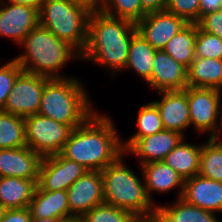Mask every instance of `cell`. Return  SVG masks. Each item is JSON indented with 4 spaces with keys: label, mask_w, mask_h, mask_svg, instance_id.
Wrapping results in <instances>:
<instances>
[{
    "label": "cell",
    "mask_w": 222,
    "mask_h": 222,
    "mask_svg": "<svg viewBox=\"0 0 222 222\" xmlns=\"http://www.w3.org/2000/svg\"><path fill=\"white\" fill-rule=\"evenodd\" d=\"M110 119L94 112L82 125L72 130L59 154L89 171H101L116 162L125 151L116 126Z\"/></svg>",
    "instance_id": "1"
},
{
    "label": "cell",
    "mask_w": 222,
    "mask_h": 222,
    "mask_svg": "<svg viewBox=\"0 0 222 222\" xmlns=\"http://www.w3.org/2000/svg\"><path fill=\"white\" fill-rule=\"evenodd\" d=\"M135 23L112 17L100 9L92 12L88 22V40L81 59L106 66L111 73L124 69ZM113 70V71H112Z\"/></svg>",
    "instance_id": "2"
},
{
    "label": "cell",
    "mask_w": 222,
    "mask_h": 222,
    "mask_svg": "<svg viewBox=\"0 0 222 222\" xmlns=\"http://www.w3.org/2000/svg\"><path fill=\"white\" fill-rule=\"evenodd\" d=\"M25 53L14 59L24 72L49 79H63L59 74L71 59H81V54L64 40L58 39L40 23L23 39ZM60 70V71H59Z\"/></svg>",
    "instance_id": "3"
},
{
    "label": "cell",
    "mask_w": 222,
    "mask_h": 222,
    "mask_svg": "<svg viewBox=\"0 0 222 222\" xmlns=\"http://www.w3.org/2000/svg\"><path fill=\"white\" fill-rule=\"evenodd\" d=\"M123 160L122 155L101 170L104 203L128 210L141 222H146L156 215L157 205L149 199L144 181L141 182Z\"/></svg>",
    "instance_id": "4"
},
{
    "label": "cell",
    "mask_w": 222,
    "mask_h": 222,
    "mask_svg": "<svg viewBox=\"0 0 222 222\" xmlns=\"http://www.w3.org/2000/svg\"><path fill=\"white\" fill-rule=\"evenodd\" d=\"M81 83L70 76L50 79L43 90L38 113L72 129L82 125L96 111L90 107L88 93Z\"/></svg>",
    "instance_id": "5"
},
{
    "label": "cell",
    "mask_w": 222,
    "mask_h": 222,
    "mask_svg": "<svg viewBox=\"0 0 222 222\" xmlns=\"http://www.w3.org/2000/svg\"><path fill=\"white\" fill-rule=\"evenodd\" d=\"M90 14L88 9L66 0H44L39 9V23L81 54L88 40Z\"/></svg>",
    "instance_id": "6"
},
{
    "label": "cell",
    "mask_w": 222,
    "mask_h": 222,
    "mask_svg": "<svg viewBox=\"0 0 222 222\" xmlns=\"http://www.w3.org/2000/svg\"><path fill=\"white\" fill-rule=\"evenodd\" d=\"M26 145L42 158L59 154L72 128L36 113L24 118Z\"/></svg>",
    "instance_id": "7"
},
{
    "label": "cell",
    "mask_w": 222,
    "mask_h": 222,
    "mask_svg": "<svg viewBox=\"0 0 222 222\" xmlns=\"http://www.w3.org/2000/svg\"><path fill=\"white\" fill-rule=\"evenodd\" d=\"M221 93L214 88L186 87L191 125L200 133H211L208 134L211 138L220 137L218 131L222 130L218 127V122L222 120Z\"/></svg>",
    "instance_id": "8"
},
{
    "label": "cell",
    "mask_w": 222,
    "mask_h": 222,
    "mask_svg": "<svg viewBox=\"0 0 222 222\" xmlns=\"http://www.w3.org/2000/svg\"><path fill=\"white\" fill-rule=\"evenodd\" d=\"M49 80L22 71L17 76L2 111L24 118L38 113L42 93Z\"/></svg>",
    "instance_id": "9"
},
{
    "label": "cell",
    "mask_w": 222,
    "mask_h": 222,
    "mask_svg": "<svg viewBox=\"0 0 222 222\" xmlns=\"http://www.w3.org/2000/svg\"><path fill=\"white\" fill-rule=\"evenodd\" d=\"M87 169L60 154L43 157L37 187L40 190H67Z\"/></svg>",
    "instance_id": "10"
},
{
    "label": "cell",
    "mask_w": 222,
    "mask_h": 222,
    "mask_svg": "<svg viewBox=\"0 0 222 222\" xmlns=\"http://www.w3.org/2000/svg\"><path fill=\"white\" fill-rule=\"evenodd\" d=\"M188 23L166 9L147 13L137 22V32L156 50H163L167 42Z\"/></svg>",
    "instance_id": "11"
},
{
    "label": "cell",
    "mask_w": 222,
    "mask_h": 222,
    "mask_svg": "<svg viewBox=\"0 0 222 222\" xmlns=\"http://www.w3.org/2000/svg\"><path fill=\"white\" fill-rule=\"evenodd\" d=\"M71 215H83L104 203L101 171L87 170L67 190Z\"/></svg>",
    "instance_id": "12"
},
{
    "label": "cell",
    "mask_w": 222,
    "mask_h": 222,
    "mask_svg": "<svg viewBox=\"0 0 222 222\" xmlns=\"http://www.w3.org/2000/svg\"><path fill=\"white\" fill-rule=\"evenodd\" d=\"M39 24V10L27 5L0 3V37L20 45Z\"/></svg>",
    "instance_id": "13"
},
{
    "label": "cell",
    "mask_w": 222,
    "mask_h": 222,
    "mask_svg": "<svg viewBox=\"0 0 222 222\" xmlns=\"http://www.w3.org/2000/svg\"><path fill=\"white\" fill-rule=\"evenodd\" d=\"M183 139L185 136L181 133L164 129L156 134L137 139L125 154L131 153L139 157L141 165L163 161Z\"/></svg>",
    "instance_id": "14"
},
{
    "label": "cell",
    "mask_w": 222,
    "mask_h": 222,
    "mask_svg": "<svg viewBox=\"0 0 222 222\" xmlns=\"http://www.w3.org/2000/svg\"><path fill=\"white\" fill-rule=\"evenodd\" d=\"M158 92L184 90L187 87V68L175 61L164 50H157L152 75L147 83Z\"/></svg>",
    "instance_id": "15"
},
{
    "label": "cell",
    "mask_w": 222,
    "mask_h": 222,
    "mask_svg": "<svg viewBox=\"0 0 222 222\" xmlns=\"http://www.w3.org/2000/svg\"><path fill=\"white\" fill-rule=\"evenodd\" d=\"M42 157L25 146L0 149V177L39 179Z\"/></svg>",
    "instance_id": "16"
},
{
    "label": "cell",
    "mask_w": 222,
    "mask_h": 222,
    "mask_svg": "<svg viewBox=\"0 0 222 222\" xmlns=\"http://www.w3.org/2000/svg\"><path fill=\"white\" fill-rule=\"evenodd\" d=\"M161 101H155L164 129L184 135V130L191 126L186 88L184 90L161 91Z\"/></svg>",
    "instance_id": "17"
},
{
    "label": "cell",
    "mask_w": 222,
    "mask_h": 222,
    "mask_svg": "<svg viewBox=\"0 0 222 222\" xmlns=\"http://www.w3.org/2000/svg\"><path fill=\"white\" fill-rule=\"evenodd\" d=\"M181 198L204 210L222 213V182L195 175L184 180Z\"/></svg>",
    "instance_id": "18"
},
{
    "label": "cell",
    "mask_w": 222,
    "mask_h": 222,
    "mask_svg": "<svg viewBox=\"0 0 222 222\" xmlns=\"http://www.w3.org/2000/svg\"><path fill=\"white\" fill-rule=\"evenodd\" d=\"M140 167L146 193L152 202L154 199L151 198V193H167L174 188L178 190L177 198L182 197L184 179L164 161L150 162L142 164Z\"/></svg>",
    "instance_id": "19"
},
{
    "label": "cell",
    "mask_w": 222,
    "mask_h": 222,
    "mask_svg": "<svg viewBox=\"0 0 222 222\" xmlns=\"http://www.w3.org/2000/svg\"><path fill=\"white\" fill-rule=\"evenodd\" d=\"M28 209L32 219L68 217L70 207L67 191H46L37 187Z\"/></svg>",
    "instance_id": "20"
},
{
    "label": "cell",
    "mask_w": 222,
    "mask_h": 222,
    "mask_svg": "<svg viewBox=\"0 0 222 222\" xmlns=\"http://www.w3.org/2000/svg\"><path fill=\"white\" fill-rule=\"evenodd\" d=\"M38 179L0 177V204L6 209L26 208L34 196Z\"/></svg>",
    "instance_id": "21"
},
{
    "label": "cell",
    "mask_w": 222,
    "mask_h": 222,
    "mask_svg": "<svg viewBox=\"0 0 222 222\" xmlns=\"http://www.w3.org/2000/svg\"><path fill=\"white\" fill-rule=\"evenodd\" d=\"M187 87L222 91V59L196 57L187 68Z\"/></svg>",
    "instance_id": "22"
},
{
    "label": "cell",
    "mask_w": 222,
    "mask_h": 222,
    "mask_svg": "<svg viewBox=\"0 0 222 222\" xmlns=\"http://www.w3.org/2000/svg\"><path fill=\"white\" fill-rule=\"evenodd\" d=\"M156 216L162 222H221L214 212L204 210L178 198L175 203L158 205Z\"/></svg>",
    "instance_id": "23"
},
{
    "label": "cell",
    "mask_w": 222,
    "mask_h": 222,
    "mask_svg": "<svg viewBox=\"0 0 222 222\" xmlns=\"http://www.w3.org/2000/svg\"><path fill=\"white\" fill-rule=\"evenodd\" d=\"M201 145H193L184 139L164 158V162L184 180L199 174Z\"/></svg>",
    "instance_id": "24"
},
{
    "label": "cell",
    "mask_w": 222,
    "mask_h": 222,
    "mask_svg": "<svg viewBox=\"0 0 222 222\" xmlns=\"http://www.w3.org/2000/svg\"><path fill=\"white\" fill-rule=\"evenodd\" d=\"M154 49L138 32H136L129 45L127 63L124 69H133L146 83L151 79Z\"/></svg>",
    "instance_id": "25"
},
{
    "label": "cell",
    "mask_w": 222,
    "mask_h": 222,
    "mask_svg": "<svg viewBox=\"0 0 222 222\" xmlns=\"http://www.w3.org/2000/svg\"><path fill=\"white\" fill-rule=\"evenodd\" d=\"M196 23H188L180 32L174 35L163 49L175 61L184 65L186 68L196 58Z\"/></svg>",
    "instance_id": "26"
},
{
    "label": "cell",
    "mask_w": 222,
    "mask_h": 222,
    "mask_svg": "<svg viewBox=\"0 0 222 222\" xmlns=\"http://www.w3.org/2000/svg\"><path fill=\"white\" fill-rule=\"evenodd\" d=\"M24 117L0 111V149L25 147Z\"/></svg>",
    "instance_id": "27"
},
{
    "label": "cell",
    "mask_w": 222,
    "mask_h": 222,
    "mask_svg": "<svg viewBox=\"0 0 222 222\" xmlns=\"http://www.w3.org/2000/svg\"><path fill=\"white\" fill-rule=\"evenodd\" d=\"M199 175L222 182V140L209 137L208 142L202 144Z\"/></svg>",
    "instance_id": "28"
},
{
    "label": "cell",
    "mask_w": 222,
    "mask_h": 222,
    "mask_svg": "<svg viewBox=\"0 0 222 222\" xmlns=\"http://www.w3.org/2000/svg\"><path fill=\"white\" fill-rule=\"evenodd\" d=\"M137 132L129 139L123 142L124 151H126L137 139L156 134L164 130L161 115L152 102L140 107L136 120Z\"/></svg>",
    "instance_id": "29"
},
{
    "label": "cell",
    "mask_w": 222,
    "mask_h": 222,
    "mask_svg": "<svg viewBox=\"0 0 222 222\" xmlns=\"http://www.w3.org/2000/svg\"><path fill=\"white\" fill-rule=\"evenodd\" d=\"M100 10L109 16L129 20L135 24L146 15L140 0H100Z\"/></svg>",
    "instance_id": "30"
},
{
    "label": "cell",
    "mask_w": 222,
    "mask_h": 222,
    "mask_svg": "<svg viewBox=\"0 0 222 222\" xmlns=\"http://www.w3.org/2000/svg\"><path fill=\"white\" fill-rule=\"evenodd\" d=\"M84 222H141L128 210L107 203L99 204L82 215Z\"/></svg>",
    "instance_id": "31"
},
{
    "label": "cell",
    "mask_w": 222,
    "mask_h": 222,
    "mask_svg": "<svg viewBox=\"0 0 222 222\" xmlns=\"http://www.w3.org/2000/svg\"><path fill=\"white\" fill-rule=\"evenodd\" d=\"M195 56L198 58L222 59V39L201 31L196 24Z\"/></svg>",
    "instance_id": "32"
},
{
    "label": "cell",
    "mask_w": 222,
    "mask_h": 222,
    "mask_svg": "<svg viewBox=\"0 0 222 222\" xmlns=\"http://www.w3.org/2000/svg\"><path fill=\"white\" fill-rule=\"evenodd\" d=\"M165 9L187 23H197L200 19L201 0H167Z\"/></svg>",
    "instance_id": "33"
},
{
    "label": "cell",
    "mask_w": 222,
    "mask_h": 222,
    "mask_svg": "<svg viewBox=\"0 0 222 222\" xmlns=\"http://www.w3.org/2000/svg\"><path fill=\"white\" fill-rule=\"evenodd\" d=\"M22 71L15 59L0 66V111L3 110L13 84Z\"/></svg>",
    "instance_id": "34"
},
{
    "label": "cell",
    "mask_w": 222,
    "mask_h": 222,
    "mask_svg": "<svg viewBox=\"0 0 222 222\" xmlns=\"http://www.w3.org/2000/svg\"><path fill=\"white\" fill-rule=\"evenodd\" d=\"M196 24L201 31L222 39V9L202 15Z\"/></svg>",
    "instance_id": "35"
},
{
    "label": "cell",
    "mask_w": 222,
    "mask_h": 222,
    "mask_svg": "<svg viewBox=\"0 0 222 222\" xmlns=\"http://www.w3.org/2000/svg\"><path fill=\"white\" fill-rule=\"evenodd\" d=\"M28 207L20 209H6L1 222H32Z\"/></svg>",
    "instance_id": "36"
},
{
    "label": "cell",
    "mask_w": 222,
    "mask_h": 222,
    "mask_svg": "<svg viewBox=\"0 0 222 222\" xmlns=\"http://www.w3.org/2000/svg\"><path fill=\"white\" fill-rule=\"evenodd\" d=\"M167 0H140L142 10L147 13L165 10Z\"/></svg>",
    "instance_id": "37"
},
{
    "label": "cell",
    "mask_w": 222,
    "mask_h": 222,
    "mask_svg": "<svg viewBox=\"0 0 222 222\" xmlns=\"http://www.w3.org/2000/svg\"><path fill=\"white\" fill-rule=\"evenodd\" d=\"M219 9H222V0H201L200 17Z\"/></svg>",
    "instance_id": "38"
},
{
    "label": "cell",
    "mask_w": 222,
    "mask_h": 222,
    "mask_svg": "<svg viewBox=\"0 0 222 222\" xmlns=\"http://www.w3.org/2000/svg\"><path fill=\"white\" fill-rule=\"evenodd\" d=\"M67 2L82 6L91 13L100 9V0H66Z\"/></svg>",
    "instance_id": "39"
},
{
    "label": "cell",
    "mask_w": 222,
    "mask_h": 222,
    "mask_svg": "<svg viewBox=\"0 0 222 222\" xmlns=\"http://www.w3.org/2000/svg\"><path fill=\"white\" fill-rule=\"evenodd\" d=\"M44 0H0L2 3H10V4H21L33 7L35 9H40L41 4Z\"/></svg>",
    "instance_id": "40"
},
{
    "label": "cell",
    "mask_w": 222,
    "mask_h": 222,
    "mask_svg": "<svg viewBox=\"0 0 222 222\" xmlns=\"http://www.w3.org/2000/svg\"><path fill=\"white\" fill-rule=\"evenodd\" d=\"M60 222H84L81 215H71L68 217L60 218Z\"/></svg>",
    "instance_id": "41"
},
{
    "label": "cell",
    "mask_w": 222,
    "mask_h": 222,
    "mask_svg": "<svg viewBox=\"0 0 222 222\" xmlns=\"http://www.w3.org/2000/svg\"><path fill=\"white\" fill-rule=\"evenodd\" d=\"M32 222H60V218H41V219H33Z\"/></svg>",
    "instance_id": "42"
},
{
    "label": "cell",
    "mask_w": 222,
    "mask_h": 222,
    "mask_svg": "<svg viewBox=\"0 0 222 222\" xmlns=\"http://www.w3.org/2000/svg\"><path fill=\"white\" fill-rule=\"evenodd\" d=\"M5 211H6V208L0 204V222L3 219Z\"/></svg>",
    "instance_id": "43"
},
{
    "label": "cell",
    "mask_w": 222,
    "mask_h": 222,
    "mask_svg": "<svg viewBox=\"0 0 222 222\" xmlns=\"http://www.w3.org/2000/svg\"><path fill=\"white\" fill-rule=\"evenodd\" d=\"M146 222H162V221L155 215Z\"/></svg>",
    "instance_id": "44"
}]
</instances>
